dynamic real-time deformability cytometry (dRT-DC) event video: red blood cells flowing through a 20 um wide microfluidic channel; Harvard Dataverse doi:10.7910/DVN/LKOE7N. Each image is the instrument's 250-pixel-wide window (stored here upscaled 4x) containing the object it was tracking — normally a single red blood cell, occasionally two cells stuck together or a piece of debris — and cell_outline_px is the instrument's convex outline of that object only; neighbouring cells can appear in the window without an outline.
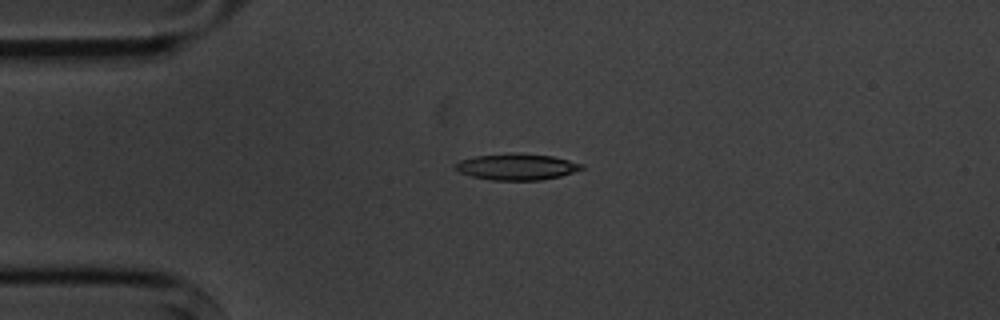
{"species": "common noctule bat (a hibernating species)", "species_latin": "Nyctalus noctula", "temperature_condition": "cold", "stored_images_in_passage": 9, "camera_frame_rate_fps": 3000, "um_per_image_px": 0.085, "animal": {"sex": "male", "body_mass_g": 20.1, "forearm_length_mm": 53.5}, "frame": {"image": 1, "passage_image": 2, "time_ms": 1.0, "image_size_px": [1000, 320], "cell_outline_px": [[584, 168], [560, 176], [540, 180], [492, 180], [472, 176], [460, 172], [452, 168], [452, 164], [460, 160], [476, 156], [516, 152], [552, 156], [584, 164]], "centroid_in_image_um": [43.88, 14.17], "position_along_channel_um": 41.1, "area_um2": 19.42}}
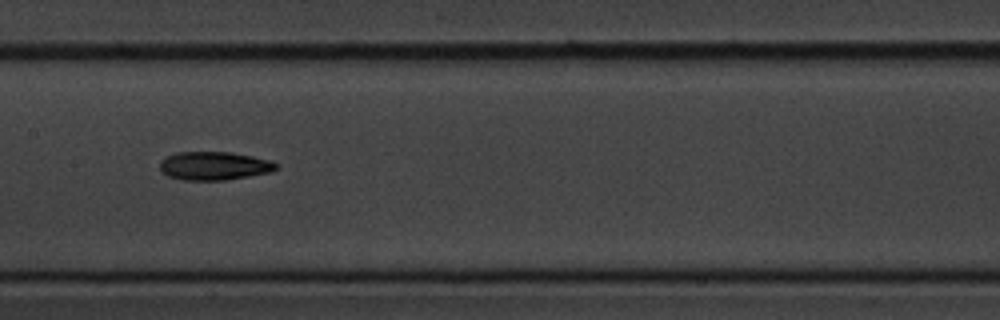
{"frame": {"image": 2, "passage_image": 6, "time_ms": 5.667, "image_size_px": [1000, 320], "cell_outline_px": [[280, 164], [272, 172], [224, 180], [184, 180], [168, 176], [160, 168], [160, 160], [176, 152], [232, 152], [252, 156], [268, 160]], "centroid_in_image_um": [18.21, 14.09], "position_along_channel_um": 189.2, "area_um2": 19.19}}
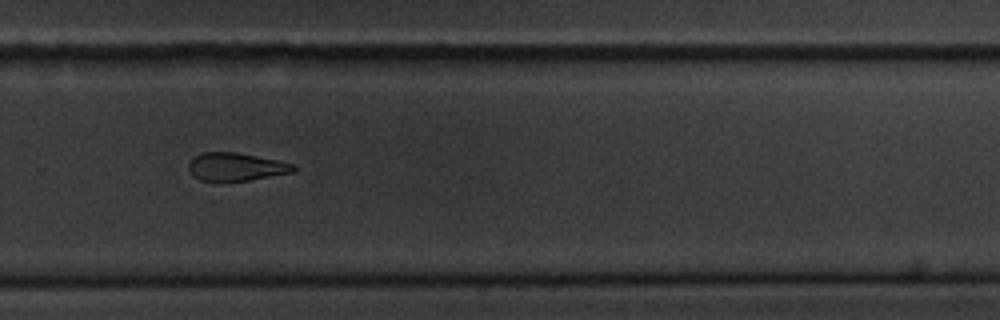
{"frame": {"image": 3, "passage_image": 9, "time_ms": 9.0, "image_size_px": [1000, 320], "cell_outline_px": [[296, 172], [248, 180], [200, 180], [192, 176], [188, 168], [188, 164], [196, 156], [204, 152], [236, 152], [296, 164]], "centroid_in_image_um": [20.09, 14.17], "position_along_channel_um": 309.7, "area_um2": 16.94}}